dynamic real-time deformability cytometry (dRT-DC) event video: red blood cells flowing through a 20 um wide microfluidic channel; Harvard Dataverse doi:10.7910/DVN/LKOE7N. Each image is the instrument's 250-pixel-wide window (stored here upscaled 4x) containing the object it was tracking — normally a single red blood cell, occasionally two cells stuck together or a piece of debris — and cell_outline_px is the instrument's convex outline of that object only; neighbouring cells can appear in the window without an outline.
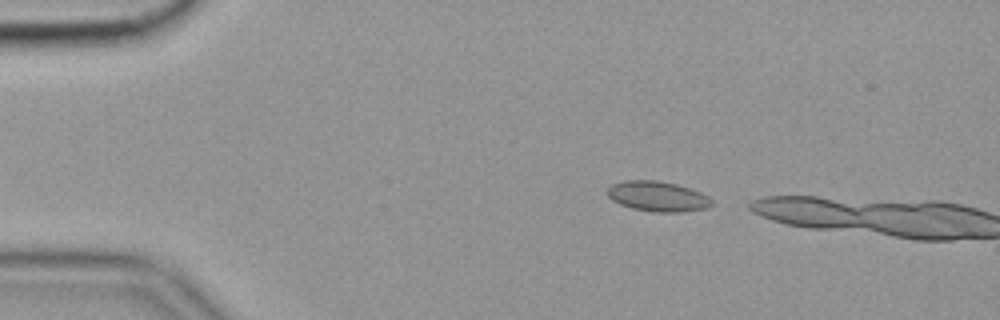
{"species": "common noctule bat (a hibernating species)", "species_latin": "Nyctalus noctula", "temperature_condition": "cold", "stored_images_in_passage": 5, "camera_frame_rate_fps": 3000, "um_per_image_px": 0.085, "animal": {"sex": "female", "body_mass_g": 19.9}, "frame": {"image": 1, "passage_image": 3, "time_ms": 0.667, "image_size_px": [1000, 320], "cell_outline_px": [[712, 204], [708, 208], [680, 212], [656, 212], [632, 208], [620, 204], [612, 200], [608, 196], [608, 188], [612, 184], [624, 180], [656, 180], [676, 184], [700, 192], [708, 196], [712, 200]], "centroid_in_image_um": [55.9, 16.69], "position_along_channel_um": 29.1, "area_um2": 18.26}}